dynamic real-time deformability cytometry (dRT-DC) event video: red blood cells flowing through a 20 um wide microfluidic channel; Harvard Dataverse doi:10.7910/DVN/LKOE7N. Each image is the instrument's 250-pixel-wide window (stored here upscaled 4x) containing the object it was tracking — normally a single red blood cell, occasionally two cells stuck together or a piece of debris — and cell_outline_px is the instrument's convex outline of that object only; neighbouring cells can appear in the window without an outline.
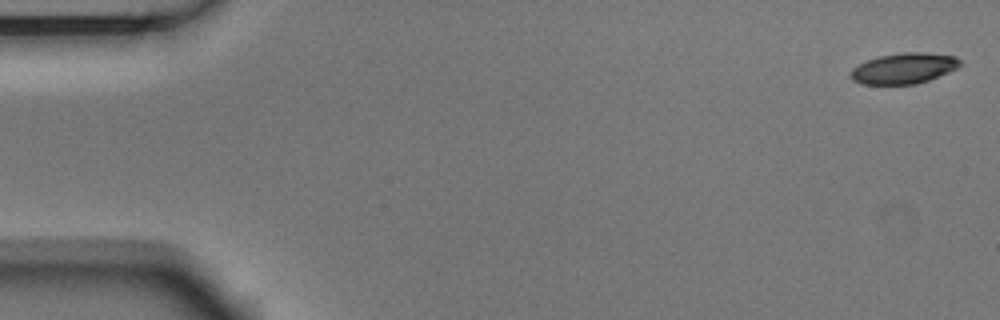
{"species": "Egyptian fruit bat (a non-hibernating species)", "species_latin": "Rousettus aegyptiacus", "temperature_condition": "room temperature", "stored_images_in_passage": 54, "camera_frame_rate_fps": 3000, "um_per_image_px": 0.085, "animal": {"sex": "male"}, "frame": {"image": 1, "passage_image": 1, "time_ms": 0.0, "image_size_px": [1000, 320], "cell_outline_px": [[964, 64], [948, 72], [928, 80], [916, 84], [860, 84], [852, 80], [848, 76], [848, 72], [852, 68], [868, 60], [880, 56], [900, 52], [924, 52], [956, 56]], "centroid_in_image_um": [76.81, 5.81], "position_along_channel_um": 8.2, "area_um2": 19.71}}
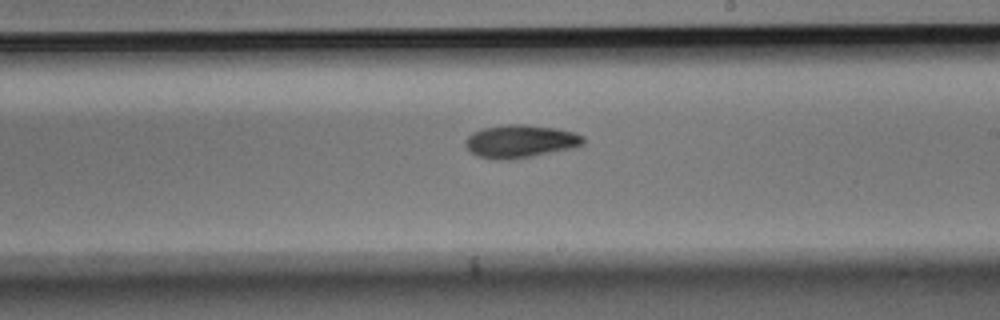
{"frame": {"image": 2, "passage_image": 31, "time_ms": 10.0, "image_size_px": [1000, 320], "cell_outline_px": [[584, 144], [576, 148], [532, 156], [508, 160], [496, 160], [476, 156], [464, 144], [468, 136], [472, 132], [484, 128], [508, 124], [524, 124], [556, 128], [576, 132], [584, 136]], "centroid_in_image_um": [44.27, 12.01], "position_along_channel_um": 244.7, "area_um2": 22.83}}
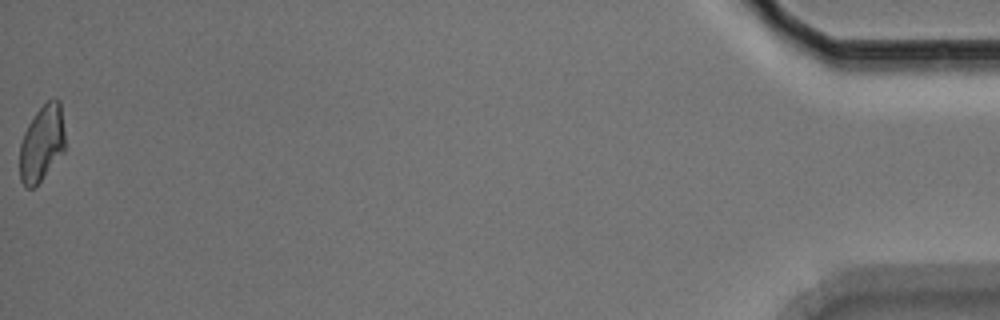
{"frame": {"image": 3, "passage_image": 54, "time_ms": 17.667, "image_size_px": [1000, 320], "cell_outline_px": [[64, 152], [40, 180], [32, 188], [24, 188], [20, 180], [20, 144], [24, 132], [28, 124], [36, 112], [48, 100], [60, 100], [64, 132]], "centroid_in_image_um": [3.54, 12.19], "position_along_channel_um": 431.7, "area_um2": 19.88}, "authors_computed_cell_mechanics": {"area_um2": 21.0392, "velocity_mm_per_s": 3.7226, "shape_relaxation_time_tau1_ms": 6.3665, "shape_relaxation_time_tau2_ms": 7.7676, "deformation_change_tau1": 0.1503, "deformation_change_tau2": 0.1436}}